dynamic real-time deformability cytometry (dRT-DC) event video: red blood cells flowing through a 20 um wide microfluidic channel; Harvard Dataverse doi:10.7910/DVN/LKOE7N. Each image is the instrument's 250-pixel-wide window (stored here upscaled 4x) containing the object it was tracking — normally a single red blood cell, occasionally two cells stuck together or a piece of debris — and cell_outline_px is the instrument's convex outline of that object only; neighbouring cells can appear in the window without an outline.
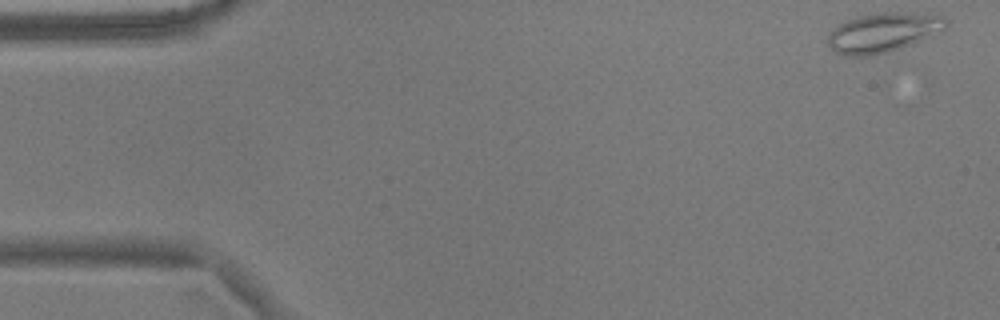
{"species": "common noctule bat (a hibernating species)", "species_latin": "Nyctalus noctula", "temperature_condition": "warm", "stored_images_in_passage": 14, "camera_frame_rate_fps": 3000, "um_per_image_px": 0.085, "animal": {"sex": "male", "body_mass_g": 17.9}, "frame": {"image": 1, "passage_image": 1, "time_ms": 0.0, "image_size_px": [1000, 320], "cell_outline_px": [[948, 24], [944, 28], [920, 40], [900, 48], [888, 52], [868, 56], [848, 56], [836, 52], [828, 44], [828, 36], [840, 24], [856, 16], [876, 12], [900, 12], [944, 16], [948, 20]], "centroid_in_image_um": [75.05, 2.75], "position_along_channel_um": 9.9, "area_um2": 26.7}}